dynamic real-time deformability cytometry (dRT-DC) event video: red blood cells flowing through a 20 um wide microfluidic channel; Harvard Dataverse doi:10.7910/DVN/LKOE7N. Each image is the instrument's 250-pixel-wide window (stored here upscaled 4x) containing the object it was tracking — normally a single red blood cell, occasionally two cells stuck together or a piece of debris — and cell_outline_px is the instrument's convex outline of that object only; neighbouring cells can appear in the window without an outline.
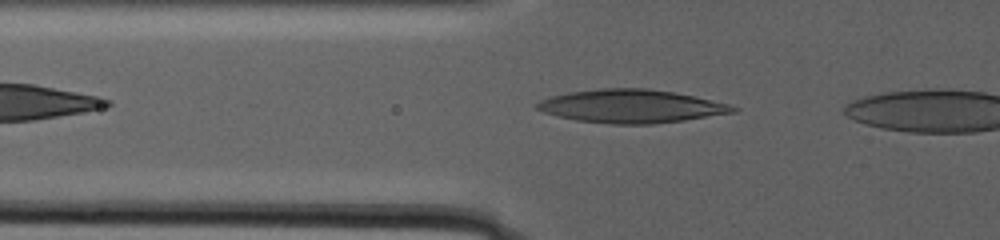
{"species": "human", "species_latin": "Homo sapiens", "temperature_condition": "warm", "stored_images_in_passage": 8, "camera_frame_rate_fps": 3000, "um_per_image_px": 0.085, "donor": {"sex": "male"}, "frame": {"image": 1, "passage_image": 5, "time_ms": 1.333, "image_size_px": [1000, 240], "cell_outline_px": [[740, 108], [736, 112], [684, 120], [652, 124], [612, 124], [576, 120], [544, 112], [536, 108], [536, 104], [540, 100], [552, 96], [568, 92], [600, 88], [648, 88], [676, 92], [728, 104]], "centroid_in_image_um": [53.67, 9.02], "position_along_channel_um": 72.1, "area_um2": 37.86}}